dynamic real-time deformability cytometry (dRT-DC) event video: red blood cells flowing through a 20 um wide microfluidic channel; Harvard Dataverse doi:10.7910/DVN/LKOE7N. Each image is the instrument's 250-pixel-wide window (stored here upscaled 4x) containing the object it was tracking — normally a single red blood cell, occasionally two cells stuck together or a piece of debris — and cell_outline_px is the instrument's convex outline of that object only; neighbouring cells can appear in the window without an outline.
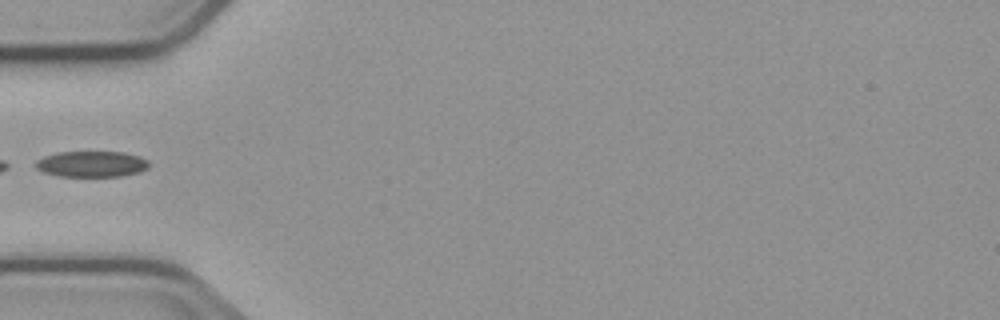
{"species": "common noctule bat (a hibernating species)", "species_latin": "Nyctalus noctula", "temperature_condition": "cold", "stored_images_in_passage": 4, "camera_frame_rate_fps": 3000, "um_per_image_px": 0.085, "animal": {"sex": "male", "body_mass_g": 23.1, "forearm_length_mm": 52.7}, "frame": {"image": 1, "passage_image": 4, "time_ms": 4.667, "image_size_px": [1000, 320], "cell_outline_px": [[148, 168], [140, 172], [120, 176], [60, 176], [44, 172], [36, 168], [36, 160], [44, 156], [60, 152], [124, 152], [140, 156], [148, 160]], "centroid_in_image_um": [7.81, 13.94], "position_along_channel_um": 77.2, "area_um2": 17.05}}